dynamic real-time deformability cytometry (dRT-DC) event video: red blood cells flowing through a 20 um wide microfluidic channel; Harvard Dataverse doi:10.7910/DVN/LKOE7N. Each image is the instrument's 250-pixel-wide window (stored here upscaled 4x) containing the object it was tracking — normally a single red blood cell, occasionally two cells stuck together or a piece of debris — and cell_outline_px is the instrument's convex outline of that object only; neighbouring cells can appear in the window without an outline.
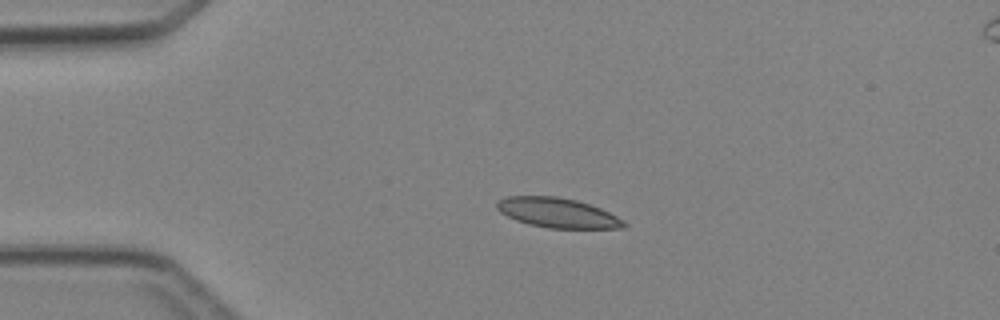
{"species": "Egyptian fruit bat (a non-hibernating species)", "species_latin": "Rousettus aegyptiacus", "temperature_condition": "cold", "stored_images_in_passage": 4, "camera_frame_rate_fps": 3000, "um_per_image_px": 0.085, "animal": {"sex": "female"}, "frame": {"image": 1, "passage_image": 2, "time_ms": 1.333, "image_size_px": [1000, 320], "cell_outline_px": [[628, 224], [624, 228], [548, 228], [528, 224], [516, 220], [500, 212], [496, 208], [496, 204], [500, 200], [508, 196], [556, 196], [576, 200], [600, 208], [624, 220]], "centroid_in_image_um": [47.4, 18.09], "position_along_channel_um": 37.6, "area_um2": 21.91}}